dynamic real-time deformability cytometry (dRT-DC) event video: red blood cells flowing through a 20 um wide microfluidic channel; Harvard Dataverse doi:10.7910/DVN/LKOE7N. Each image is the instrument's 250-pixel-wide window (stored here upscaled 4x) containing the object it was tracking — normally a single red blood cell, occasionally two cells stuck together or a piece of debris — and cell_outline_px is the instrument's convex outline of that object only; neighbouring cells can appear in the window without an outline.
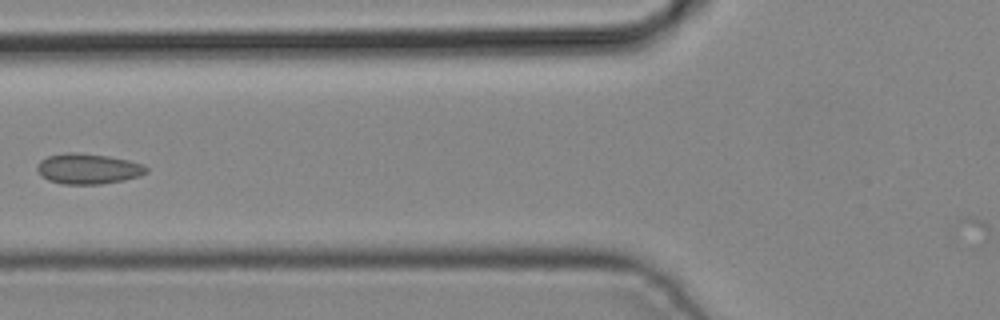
{"species": "common noctule bat (a hibernating species)", "species_latin": "Nyctalus noctula", "temperature_condition": "cold", "stored_images_in_passage": 3, "camera_frame_rate_fps": 3000, "um_per_image_px": 0.085, "animal": {"sex": "male", "body_mass_g": 19.2, "forearm_length_mm": 51.8}, "frame": {"image": 1, "passage_image": 3, "time_ms": 0.667, "image_size_px": [1000, 320], "cell_outline_px": [[148, 172], [140, 176], [124, 180], [100, 184], [64, 184], [48, 180], [36, 168], [36, 164], [40, 160], [48, 156], [68, 152], [76, 152], [108, 156], [128, 160], [144, 164], [148, 168]], "centroid_in_image_um": [7.51, 14.34], "position_along_channel_um": 118.3, "area_um2": 19.36}}